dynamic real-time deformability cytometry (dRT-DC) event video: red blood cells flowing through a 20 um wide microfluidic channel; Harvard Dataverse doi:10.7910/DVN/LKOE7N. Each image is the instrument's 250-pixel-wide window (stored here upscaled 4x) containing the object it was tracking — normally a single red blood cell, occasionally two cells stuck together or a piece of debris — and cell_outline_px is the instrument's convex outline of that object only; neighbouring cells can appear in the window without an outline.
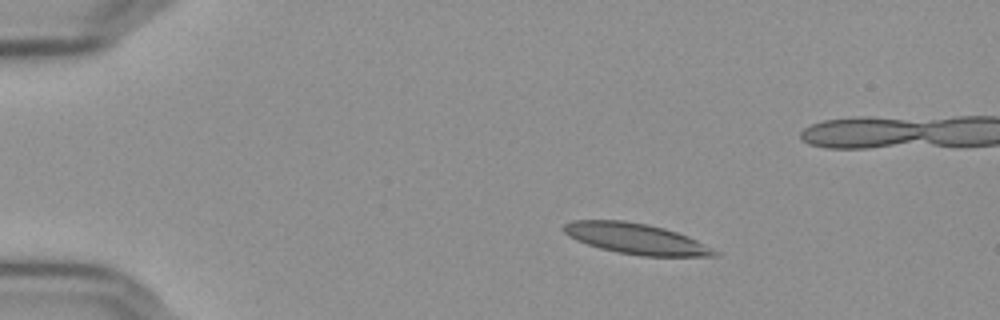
{"species": "Egyptian fruit bat (a non-hibernating species)", "species_latin": "Rousettus aegyptiacus", "temperature_condition": "cold", "stored_images_in_passage": 3, "camera_frame_rate_fps": 3000, "um_per_image_px": 0.085, "frame": {"image": 1, "passage_image": 1, "time_ms": 0.0, "image_size_px": [1000, 320], "cell_outline_px": [[720, 256], [640, 256], [600, 248], [576, 240], [568, 236], [560, 228], [564, 224], [572, 220], [624, 220], [648, 224], [664, 228], [688, 236], [720, 252]], "centroid_in_image_um": [54.04, 20.28], "position_along_channel_um": 31.0, "area_um2": 26.99}}